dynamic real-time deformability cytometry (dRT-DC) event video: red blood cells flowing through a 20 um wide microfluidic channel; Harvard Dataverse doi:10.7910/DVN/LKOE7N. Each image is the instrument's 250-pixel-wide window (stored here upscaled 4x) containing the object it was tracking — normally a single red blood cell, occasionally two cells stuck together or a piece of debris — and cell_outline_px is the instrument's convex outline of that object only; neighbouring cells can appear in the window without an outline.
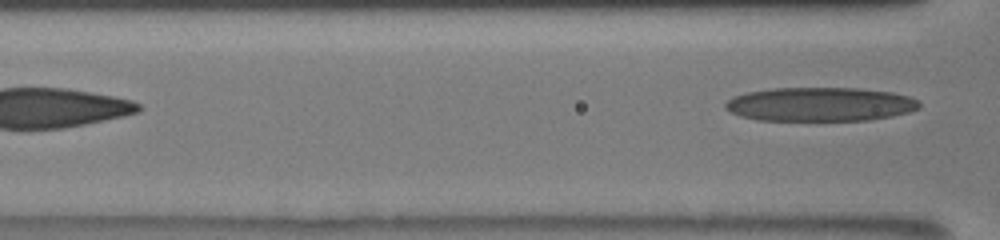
{"species": "human", "species_latin": "Homo sapiens", "temperature_condition": "room temperature", "stored_images_in_passage": 16, "camera_frame_rate_fps": 3000, "um_per_image_px": 0.085, "donor": {"sex": "male"}, "frame": {"image": 1, "passage_image": 16, "time_ms": 5.0, "image_size_px": [1000, 240], "cell_outline_px": [[920, 108], [908, 112], [892, 116], [868, 120], [756, 120], [740, 116], [724, 108], [724, 104], [732, 96], [748, 92], [772, 88], [860, 88], [892, 92], [908, 96], [920, 100]], "centroid_in_image_um": [69.71, 8.86], "position_along_channel_um": 96.9, "area_um2": 38.49}}